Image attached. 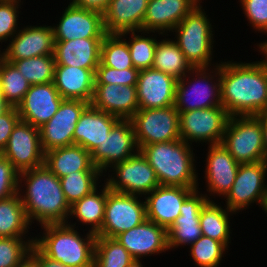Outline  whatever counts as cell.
Returning <instances> with one entry per match:
<instances>
[{
  "mask_svg": "<svg viewBox=\"0 0 267 267\" xmlns=\"http://www.w3.org/2000/svg\"><path fill=\"white\" fill-rule=\"evenodd\" d=\"M221 102L230 116H258L267 102V67L261 62L220 63Z\"/></svg>",
  "mask_w": 267,
  "mask_h": 267,
  "instance_id": "1",
  "label": "cell"
},
{
  "mask_svg": "<svg viewBox=\"0 0 267 267\" xmlns=\"http://www.w3.org/2000/svg\"><path fill=\"white\" fill-rule=\"evenodd\" d=\"M23 180L25 193L20 188H23ZM18 190L23 192L18 191V194L30 224L34 219L40 225L68 223L71 206L62 191L60 179L45 165L19 173Z\"/></svg>",
  "mask_w": 267,
  "mask_h": 267,
  "instance_id": "2",
  "label": "cell"
},
{
  "mask_svg": "<svg viewBox=\"0 0 267 267\" xmlns=\"http://www.w3.org/2000/svg\"><path fill=\"white\" fill-rule=\"evenodd\" d=\"M154 169L160 185L198 187L192 147L181 139L153 143L139 150Z\"/></svg>",
  "mask_w": 267,
  "mask_h": 267,
  "instance_id": "3",
  "label": "cell"
},
{
  "mask_svg": "<svg viewBox=\"0 0 267 267\" xmlns=\"http://www.w3.org/2000/svg\"><path fill=\"white\" fill-rule=\"evenodd\" d=\"M57 223L41 225V237L34 245L47 257L68 267H94L96 234L87 232L83 238L75 224Z\"/></svg>",
  "mask_w": 267,
  "mask_h": 267,
  "instance_id": "4",
  "label": "cell"
},
{
  "mask_svg": "<svg viewBox=\"0 0 267 267\" xmlns=\"http://www.w3.org/2000/svg\"><path fill=\"white\" fill-rule=\"evenodd\" d=\"M201 8V4L197 5L173 29L174 31L172 30L177 33L175 43L194 68H207L212 64L213 28Z\"/></svg>",
  "mask_w": 267,
  "mask_h": 267,
  "instance_id": "5",
  "label": "cell"
},
{
  "mask_svg": "<svg viewBox=\"0 0 267 267\" xmlns=\"http://www.w3.org/2000/svg\"><path fill=\"white\" fill-rule=\"evenodd\" d=\"M190 76L195 79L190 80ZM174 107L178 112L223 107L220 91V63H216L214 70L210 72L208 67L194 68L182 79L177 80Z\"/></svg>",
  "mask_w": 267,
  "mask_h": 267,
  "instance_id": "6",
  "label": "cell"
},
{
  "mask_svg": "<svg viewBox=\"0 0 267 267\" xmlns=\"http://www.w3.org/2000/svg\"><path fill=\"white\" fill-rule=\"evenodd\" d=\"M221 144L240 164L264 161L261 115L230 116Z\"/></svg>",
  "mask_w": 267,
  "mask_h": 267,
  "instance_id": "7",
  "label": "cell"
},
{
  "mask_svg": "<svg viewBox=\"0 0 267 267\" xmlns=\"http://www.w3.org/2000/svg\"><path fill=\"white\" fill-rule=\"evenodd\" d=\"M130 120L139 150L153 143L181 139L179 112L174 105L164 108L139 109Z\"/></svg>",
  "mask_w": 267,
  "mask_h": 267,
  "instance_id": "8",
  "label": "cell"
},
{
  "mask_svg": "<svg viewBox=\"0 0 267 267\" xmlns=\"http://www.w3.org/2000/svg\"><path fill=\"white\" fill-rule=\"evenodd\" d=\"M138 197L141 196L112 191L107 185L104 221L96 236L115 238L142 224L147 219L146 204Z\"/></svg>",
  "mask_w": 267,
  "mask_h": 267,
  "instance_id": "9",
  "label": "cell"
},
{
  "mask_svg": "<svg viewBox=\"0 0 267 267\" xmlns=\"http://www.w3.org/2000/svg\"><path fill=\"white\" fill-rule=\"evenodd\" d=\"M230 115L224 107H211L179 112V130L181 140L186 143L208 142L220 144Z\"/></svg>",
  "mask_w": 267,
  "mask_h": 267,
  "instance_id": "10",
  "label": "cell"
},
{
  "mask_svg": "<svg viewBox=\"0 0 267 267\" xmlns=\"http://www.w3.org/2000/svg\"><path fill=\"white\" fill-rule=\"evenodd\" d=\"M266 172L265 160L240 164L232 188L225 196L226 207L236 213L257 202L263 208L267 197Z\"/></svg>",
  "mask_w": 267,
  "mask_h": 267,
  "instance_id": "11",
  "label": "cell"
},
{
  "mask_svg": "<svg viewBox=\"0 0 267 267\" xmlns=\"http://www.w3.org/2000/svg\"><path fill=\"white\" fill-rule=\"evenodd\" d=\"M112 169L115 171L112 174L116 175L106 179L112 191L142 197L160 185L154 169L140 151L127 160L115 164Z\"/></svg>",
  "mask_w": 267,
  "mask_h": 267,
  "instance_id": "12",
  "label": "cell"
},
{
  "mask_svg": "<svg viewBox=\"0 0 267 267\" xmlns=\"http://www.w3.org/2000/svg\"><path fill=\"white\" fill-rule=\"evenodd\" d=\"M1 154L19 173L43 166L45 152L41 146L39 128L19 120Z\"/></svg>",
  "mask_w": 267,
  "mask_h": 267,
  "instance_id": "13",
  "label": "cell"
},
{
  "mask_svg": "<svg viewBox=\"0 0 267 267\" xmlns=\"http://www.w3.org/2000/svg\"><path fill=\"white\" fill-rule=\"evenodd\" d=\"M89 104L81 100H62L56 114L39 128L44 152L74 145L75 126Z\"/></svg>",
  "mask_w": 267,
  "mask_h": 267,
  "instance_id": "14",
  "label": "cell"
},
{
  "mask_svg": "<svg viewBox=\"0 0 267 267\" xmlns=\"http://www.w3.org/2000/svg\"><path fill=\"white\" fill-rule=\"evenodd\" d=\"M138 152L139 147L131 120H119L101 145L91 153V158L103 174L108 168L111 169L115 164L127 160Z\"/></svg>",
  "mask_w": 267,
  "mask_h": 267,
  "instance_id": "15",
  "label": "cell"
},
{
  "mask_svg": "<svg viewBox=\"0 0 267 267\" xmlns=\"http://www.w3.org/2000/svg\"><path fill=\"white\" fill-rule=\"evenodd\" d=\"M0 56L7 62L19 61L42 55H54L52 26H26L19 29Z\"/></svg>",
  "mask_w": 267,
  "mask_h": 267,
  "instance_id": "16",
  "label": "cell"
},
{
  "mask_svg": "<svg viewBox=\"0 0 267 267\" xmlns=\"http://www.w3.org/2000/svg\"><path fill=\"white\" fill-rule=\"evenodd\" d=\"M63 12L59 24L52 27L55 40L104 38L107 34L103 14L70 3Z\"/></svg>",
  "mask_w": 267,
  "mask_h": 267,
  "instance_id": "17",
  "label": "cell"
},
{
  "mask_svg": "<svg viewBox=\"0 0 267 267\" xmlns=\"http://www.w3.org/2000/svg\"><path fill=\"white\" fill-rule=\"evenodd\" d=\"M62 100L53 82L31 85L17 106L20 120L40 128L56 114Z\"/></svg>",
  "mask_w": 267,
  "mask_h": 267,
  "instance_id": "18",
  "label": "cell"
},
{
  "mask_svg": "<svg viewBox=\"0 0 267 267\" xmlns=\"http://www.w3.org/2000/svg\"><path fill=\"white\" fill-rule=\"evenodd\" d=\"M177 79L154 68L140 70L136 84L139 109L174 105Z\"/></svg>",
  "mask_w": 267,
  "mask_h": 267,
  "instance_id": "19",
  "label": "cell"
},
{
  "mask_svg": "<svg viewBox=\"0 0 267 267\" xmlns=\"http://www.w3.org/2000/svg\"><path fill=\"white\" fill-rule=\"evenodd\" d=\"M198 188L159 185L144 198L146 217L167 230L180 215V208L185 199Z\"/></svg>",
  "mask_w": 267,
  "mask_h": 267,
  "instance_id": "20",
  "label": "cell"
},
{
  "mask_svg": "<svg viewBox=\"0 0 267 267\" xmlns=\"http://www.w3.org/2000/svg\"><path fill=\"white\" fill-rule=\"evenodd\" d=\"M208 200L210 197L200 194L197 189L185 199L180 208V215L167 230L169 250L183 244L192 245L202 236L200 212Z\"/></svg>",
  "mask_w": 267,
  "mask_h": 267,
  "instance_id": "21",
  "label": "cell"
},
{
  "mask_svg": "<svg viewBox=\"0 0 267 267\" xmlns=\"http://www.w3.org/2000/svg\"><path fill=\"white\" fill-rule=\"evenodd\" d=\"M115 239L137 260L169 249L167 229L148 219L117 235Z\"/></svg>",
  "mask_w": 267,
  "mask_h": 267,
  "instance_id": "22",
  "label": "cell"
},
{
  "mask_svg": "<svg viewBox=\"0 0 267 267\" xmlns=\"http://www.w3.org/2000/svg\"><path fill=\"white\" fill-rule=\"evenodd\" d=\"M200 3V0H149L140 32L166 36Z\"/></svg>",
  "mask_w": 267,
  "mask_h": 267,
  "instance_id": "23",
  "label": "cell"
},
{
  "mask_svg": "<svg viewBox=\"0 0 267 267\" xmlns=\"http://www.w3.org/2000/svg\"><path fill=\"white\" fill-rule=\"evenodd\" d=\"M90 104L120 120H130L139 110L136 85L95 84Z\"/></svg>",
  "mask_w": 267,
  "mask_h": 267,
  "instance_id": "24",
  "label": "cell"
},
{
  "mask_svg": "<svg viewBox=\"0 0 267 267\" xmlns=\"http://www.w3.org/2000/svg\"><path fill=\"white\" fill-rule=\"evenodd\" d=\"M208 148L204 177L207 179V192L225 197L232 188L240 163L221 143Z\"/></svg>",
  "mask_w": 267,
  "mask_h": 267,
  "instance_id": "25",
  "label": "cell"
},
{
  "mask_svg": "<svg viewBox=\"0 0 267 267\" xmlns=\"http://www.w3.org/2000/svg\"><path fill=\"white\" fill-rule=\"evenodd\" d=\"M103 38L55 40V65L90 69L94 73L100 63Z\"/></svg>",
  "mask_w": 267,
  "mask_h": 267,
  "instance_id": "26",
  "label": "cell"
},
{
  "mask_svg": "<svg viewBox=\"0 0 267 267\" xmlns=\"http://www.w3.org/2000/svg\"><path fill=\"white\" fill-rule=\"evenodd\" d=\"M118 117L100 111L89 104L82 112L74 131V144L92 153L119 121Z\"/></svg>",
  "mask_w": 267,
  "mask_h": 267,
  "instance_id": "27",
  "label": "cell"
},
{
  "mask_svg": "<svg viewBox=\"0 0 267 267\" xmlns=\"http://www.w3.org/2000/svg\"><path fill=\"white\" fill-rule=\"evenodd\" d=\"M149 0H110L103 14L107 34L128 31L139 33L143 26Z\"/></svg>",
  "mask_w": 267,
  "mask_h": 267,
  "instance_id": "28",
  "label": "cell"
},
{
  "mask_svg": "<svg viewBox=\"0 0 267 267\" xmlns=\"http://www.w3.org/2000/svg\"><path fill=\"white\" fill-rule=\"evenodd\" d=\"M53 83L63 99L91 103L94 94L95 73L90 69L55 65Z\"/></svg>",
  "mask_w": 267,
  "mask_h": 267,
  "instance_id": "29",
  "label": "cell"
},
{
  "mask_svg": "<svg viewBox=\"0 0 267 267\" xmlns=\"http://www.w3.org/2000/svg\"><path fill=\"white\" fill-rule=\"evenodd\" d=\"M44 165L58 178L75 171H99L91 153L75 144L45 152Z\"/></svg>",
  "mask_w": 267,
  "mask_h": 267,
  "instance_id": "30",
  "label": "cell"
},
{
  "mask_svg": "<svg viewBox=\"0 0 267 267\" xmlns=\"http://www.w3.org/2000/svg\"><path fill=\"white\" fill-rule=\"evenodd\" d=\"M101 192L98 188L76 201L71 205L70 216H75L77 221L90 225L89 232L97 234L102 227L105 216V205L107 199V183L102 187Z\"/></svg>",
  "mask_w": 267,
  "mask_h": 267,
  "instance_id": "31",
  "label": "cell"
},
{
  "mask_svg": "<svg viewBox=\"0 0 267 267\" xmlns=\"http://www.w3.org/2000/svg\"><path fill=\"white\" fill-rule=\"evenodd\" d=\"M152 68L171 75L177 80L194 69L175 41H170L168 38L157 42Z\"/></svg>",
  "mask_w": 267,
  "mask_h": 267,
  "instance_id": "32",
  "label": "cell"
},
{
  "mask_svg": "<svg viewBox=\"0 0 267 267\" xmlns=\"http://www.w3.org/2000/svg\"><path fill=\"white\" fill-rule=\"evenodd\" d=\"M234 211L220 207L213 200H208L200 212L202 235L220 241L227 249L230 243V214Z\"/></svg>",
  "mask_w": 267,
  "mask_h": 267,
  "instance_id": "33",
  "label": "cell"
},
{
  "mask_svg": "<svg viewBox=\"0 0 267 267\" xmlns=\"http://www.w3.org/2000/svg\"><path fill=\"white\" fill-rule=\"evenodd\" d=\"M30 225L18 193L0 200V237H25Z\"/></svg>",
  "mask_w": 267,
  "mask_h": 267,
  "instance_id": "34",
  "label": "cell"
},
{
  "mask_svg": "<svg viewBox=\"0 0 267 267\" xmlns=\"http://www.w3.org/2000/svg\"><path fill=\"white\" fill-rule=\"evenodd\" d=\"M17 67L0 56V91L11 107H17L30 88Z\"/></svg>",
  "mask_w": 267,
  "mask_h": 267,
  "instance_id": "35",
  "label": "cell"
},
{
  "mask_svg": "<svg viewBox=\"0 0 267 267\" xmlns=\"http://www.w3.org/2000/svg\"><path fill=\"white\" fill-rule=\"evenodd\" d=\"M133 260L115 238L96 236L94 267H128Z\"/></svg>",
  "mask_w": 267,
  "mask_h": 267,
  "instance_id": "36",
  "label": "cell"
},
{
  "mask_svg": "<svg viewBox=\"0 0 267 267\" xmlns=\"http://www.w3.org/2000/svg\"><path fill=\"white\" fill-rule=\"evenodd\" d=\"M101 174L100 171H75L59 178L69 205H73L95 190L98 187L99 177L103 176Z\"/></svg>",
  "mask_w": 267,
  "mask_h": 267,
  "instance_id": "37",
  "label": "cell"
},
{
  "mask_svg": "<svg viewBox=\"0 0 267 267\" xmlns=\"http://www.w3.org/2000/svg\"><path fill=\"white\" fill-rule=\"evenodd\" d=\"M100 62L119 70L134 68L127 40L120 34H106L101 44Z\"/></svg>",
  "mask_w": 267,
  "mask_h": 267,
  "instance_id": "38",
  "label": "cell"
},
{
  "mask_svg": "<svg viewBox=\"0 0 267 267\" xmlns=\"http://www.w3.org/2000/svg\"><path fill=\"white\" fill-rule=\"evenodd\" d=\"M30 85L46 84L54 80V55H42L12 61Z\"/></svg>",
  "mask_w": 267,
  "mask_h": 267,
  "instance_id": "39",
  "label": "cell"
},
{
  "mask_svg": "<svg viewBox=\"0 0 267 267\" xmlns=\"http://www.w3.org/2000/svg\"><path fill=\"white\" fill-rule=\"evenodd\" d=\"M226 250L220 241L202 235L190 245L189 252L199 267H218Z\"/></svg>",
  "mask_w": 267,
  "mask_h": 267,
  "instance_id": "40",
  "label": "cell"
},
{
  "mask_svg": "<svg viewBox=\"0 0 267 267\" xmlns=\"http://www.w3.org/2000/svg\"><path fill=\"white\" fill-rule=\"evenodd\" d=\"M137 31L120 33L126 36L131 33V40L127 41L134 68L140 70L152 68L157 39L136 34Z\"/></svg>",
  "mask_w": 267,
  "mask_h": 267,
  "instance_id": "41",
  "label": "cell"
},
{
  "mask_svg": "<svg viewBox=\"0 0 267 267\" xmlns=\"http://www.w3.org/2000/svg\"><path fill=\"white\" fill-rule=\"evenodd\" d=\"M0 237V267H18L28 256L34 238ZM26 241V242H25Z\"/></svg>",
  "mask_w": 267,
  "mask_h": 267,
  "instance_id": "42",
  "label": "cell"
},
{
  "mask_svg": "<svg viewBox=\"0 0 267 267\" xmlns=\"http://www.w3.org/2000/svg\"><path fill=\"white\" fill-rule=\"evenodd\" d=\"M139 70L127 68L123 70L104 66L101 62L96 68L95 84H117L133 86L137 84Z\"/></svg>",
  "mask_w": 267,
  "mask_h": 267,
  "instance_id": "43",
  "label": "cell"
},
{
  "mask_svg": "<svg viewBox=\"0 0 267 267\" xmlns=\"http://www.w3.org/2000/svg\"><path fill=\"white\" fill-rule=\"evenodd\" d=\"M20 2L0 0V42L11 39L18 31ZM18 13V14H17Z\"/></svg>",
  "mask_w": 267,
  "mask_h": 267,
  "instance_id": "44",
  "label": "cell"
},
{
  "mask_svg": "<svg viewBox=\"0 0 267 267\" xmlns=\"http://www.w3.org/2000/svg\"><path fill=\"white\" fill-rule=\"evenodd\" d=\"M240 3L251 26L267 33V0H240Z\"/></svg>",
  "mask_w": 267,
  "mask_h": 267,
  "instance_id": "45",
  "label": "cell"
},
{
  "mask_svg": "<svg viewBox=\"0 0 267 267\" xmlns=\"http://www.w3.org/2000/svg\"><path fill=\"white\" fill-rule=\"evenodd\" d=\"M19 172L0 154V200L18 193Z\"/></svg>",
  "mask_w": 267,
  "mask_h": 267,
  "instance_id": "46",
  "label": "cell"
},
{
  "mask_svg": "<svg viewBox=\"0 0 267 267\" xmlns=\"http://www.w3.org/2000/svg\"><path fill=\"white\" fill-rule=\"evenodd\" d=\"M19 120L17 107H10L0 115V154L5 149L12 130Z\"/></svg>",
  "mask_w": 267,
  "mask_h": 267,
  "instance_id": "47",
  "label": "cell"
},
{
  "mask_svg": "<svg viewBox=\"0 0 267 267\" xmlns=\"http://www.w3.org/2000/svg\"><path fill=\"white\" fill-rule=\"evenodd\" d=\"M70 4L104 14L109 6L110 0H71Z\"/></svg>",
  "mask_w": 267,
  "mask_h": 267,
  "instance_id": "48",
  "label": "cell"
},
{
  "mask_svg": "<svg viewBox=\"0 0 267 267\" xmlns=\"http://www.w3.org/2000/svg\"><path fill=\"white\" fill-rule=\"evenodd\" d=\"M29 254L38 262L40 267H68L59 261L45 256L34 244Z\"/></svg>",
  "mask_w": 267,
  "mask_h": 267,
  "instance_id": "49",
  "label": "cell"
},
{
  "mask_svg": "<svg viewBox=\"0 0 267 267\" xmlns=\"http://www.w3.org/2000/svg\"><path fill=\"white\" fill-rule=\"evenodd\" d=\"M261 124L263 131V142H264V160L267 162V117L261 115Z\"/></svg>",
  "mask_w": 267,
  "mask_h": 267,
  "instance_id": "50",
  "label": "cell"
},
{
  "mask_svg": "<svg viewBox=\"0 0 267 267\" xmlns=\"http://www.w3.org/2000/svg\"><path fill=\"white\" fill-rule=\"evenodd\" d=\"M18 267H40L38 262L30 255L20 263Z\"/></svg>",
  "mask_w": 267,
  "mask_h": 267,
  "instance_id": "51",
  "label": "cell"
},
{
  "mask_svg": "<svg viewBox=\"0 0 267 267\" xmlns=\"http://www.w3.org/2000/svg\"><path fill=\"white\" fill-rule=\"evenodd\" d=\"M259 51L265 56V59H263L261 62L267 67V40L263 43H260L258 45Z\"/></svg>",
  "mask_w": 267,
  "mask_h": 267,
  "instance_id": "52",
  "label": "cell"
},
{
  "mask_svg": "<svg viewBox=\"0 0 267 267\" xmlns=\"http://www.w3.org/2000/svg\"><path fill=\"white\" fill-rule=\"evenodd\" d=\"M11 106L6 102L3 96H0V115L6 112Z\"/></svg>",
  "mask_w": 267,
  "mask_h": 267,
  "instance_id": "53",
  "label": "cell"
},
{
  "mask_svg": "<svg viewBox=\"0 0 267 267\" xmlns=\"http://www.w3.org/2000/svg\"><path fill=\"white\" fill-rule=\"evenodd\" d=\"M128 267H143L140 260L134 259Z\"/></svg>",
  "mask_w": 267,
  "mask_h": 267,
  "instance_id": "54",
  "label": "cell"
},
{
  "mask_svg": "<svg viewBox=\"0 0 267 267\" xmlns=\"http://www.w3.org/2000/svg\"><path fill=\"white\" fill-rule=\"evenodd\" d=\"M261 115L266 116L267 117V102L264 108V111L261 113Z\"/></svg>",
  "mask_w": 267,
  "mask_h": 267,
  "instance_id": "55",
  "label": "cell"
},
{
  "mask_svg": "<svg viewBox=\"0 0 267 267\" xmlns=\"http://www.w3.org/2000/svg\"><path fill=\"white\" fill-rule=\"evenodd\" d=\"M262 210H264L265 212H267V197L265 199L264 206H263Z\"/></svg>",
  "mask_w": 267,
  "mask_h": 267,
  "instance_id": "56",
  "label": "cell"
},
{
  "mask_svg": "<svg viewBox=\"0 0 267 267\" xmlns=\"http://www.w3.org/2000/svg\"><path fill=\"white\" fill-rule=\"evenodd\" d=\"M8 1H17V2H20L21 3V0H8Z\"/></svg>",
  "mask_w": 267,
  "mask_h": 267,
  "instance_id": "57",
  "label": "cell"
}]
</instances>
